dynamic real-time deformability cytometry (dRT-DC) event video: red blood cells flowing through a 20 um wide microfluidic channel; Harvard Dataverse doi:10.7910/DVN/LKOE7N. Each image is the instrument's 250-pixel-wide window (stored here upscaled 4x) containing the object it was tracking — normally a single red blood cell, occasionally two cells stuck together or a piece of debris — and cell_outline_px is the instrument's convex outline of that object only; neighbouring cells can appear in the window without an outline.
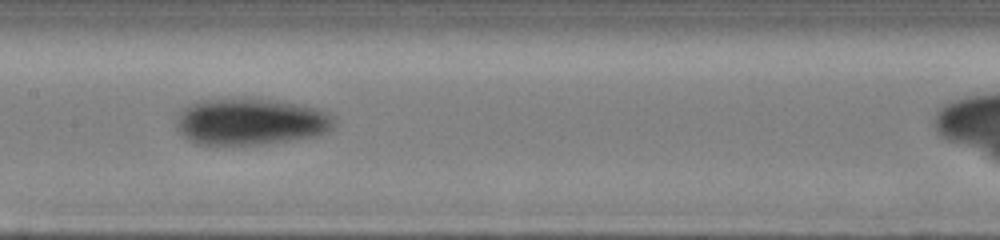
{"species": "human", "species_latin": "Homo sapiens", "temperature_condition": "cold", "stored_images_in_passage": 15, "camera_frame_rate_fps": 3000, "um_per_image_px": 0.085, "donor": {"sex": "male"}, "frame": {"image": 1, "passage_image": 14, "time_ms": 4.333, "image_size_px": [1000, 240], "cell_outline_px": [[336, 124], [328, 132], [320, 136], [260, 144], [196, 144], [188, 140], [176, 128], [176, 116], [184, 108], [196, 100], [240, 96], [244, 96], [276, 100], [304, 104], [328, 112], [336, 116]], "centroid_in_image_um": [21.33, 10.3], "position_along_channel_um": 186.1, "area_um2": 44.22}}